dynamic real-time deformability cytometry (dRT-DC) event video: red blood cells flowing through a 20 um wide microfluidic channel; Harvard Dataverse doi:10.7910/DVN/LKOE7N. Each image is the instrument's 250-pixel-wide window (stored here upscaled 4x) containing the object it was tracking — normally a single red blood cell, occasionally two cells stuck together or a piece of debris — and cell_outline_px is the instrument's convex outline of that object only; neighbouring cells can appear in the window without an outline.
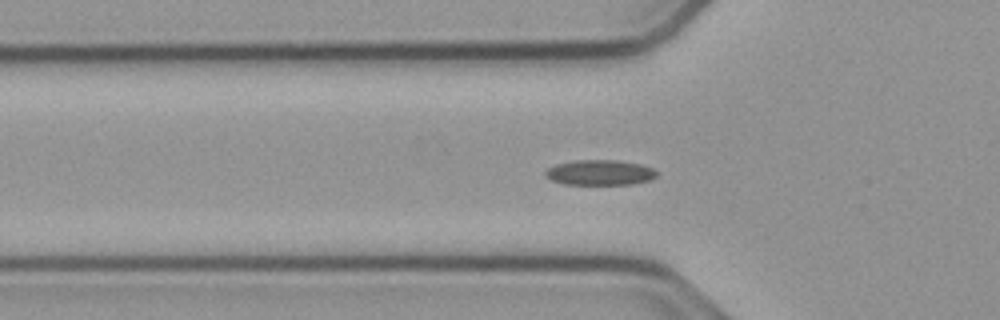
{"species": "common noctule bat (a hibernating species)", "species_latin": "Nyctalus noctula", "temperature_condition": "cold", "stored_images_in_passage": 55, "camera_frame_rate_fps": 3000, "um_per_image_px": 0.085, "animal": {"sex": "male", "body_mass_g": 23.1, "forearm_length_mm": 52.7}, "frame": {"image": 1, "passage_image": 17, "time_ms": 5.333, "image_size_px": [1000, 320], "cell_outline_px": [[656, 176], [652, 180], [632, 184], [564, 184], [552, 180], [544, 176], [544, 172], [548, 168], [556, 164], [576, 160], [616, 160], [640, 164], [652, 168], [656, 172]], "centroid_in_image_um": [50.98, 14.67], "position_along_channel_um": 74.8, "area_um2": 16.36}}
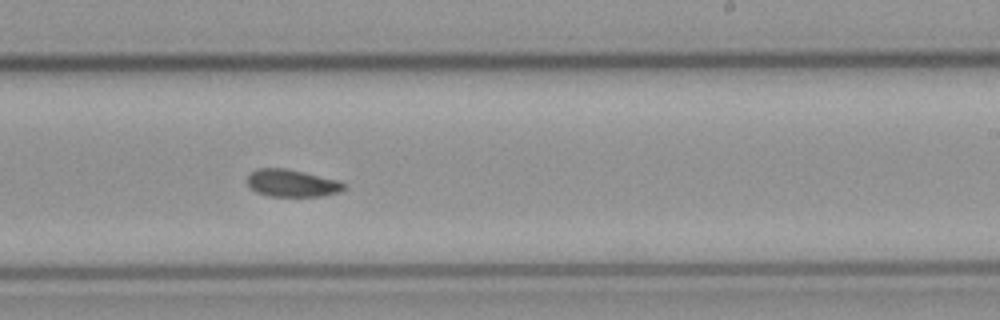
{"frame": {"image": 2, "passage_image": 32, "time_ms": 10.333, "image_size_px": [1000, 320], "cell_outline_px": [[348, 184], [340, 192], [324, 196], [268, 196], [256, 192], [248, 188], [244, 180], [256, 168], [284, 168], [304, 172], [340, 180]], "centroid_in_image_um": [24.8, 15.57], "position_along_channel_um": 264.2, "area_um2": 15.78}}
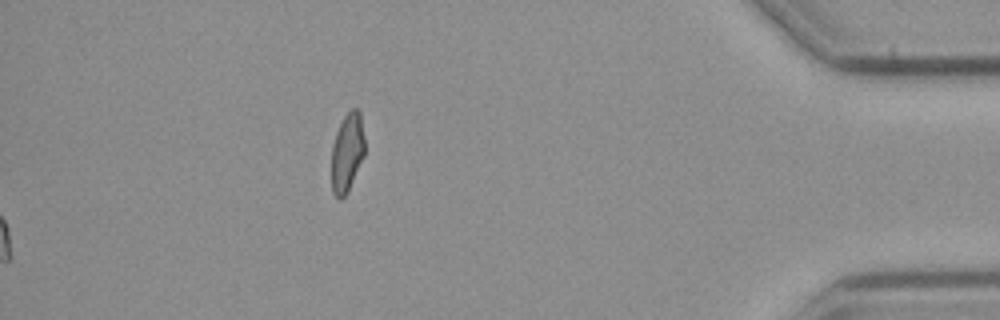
{"frame": {"image": 3, "passage_image": 55, "time_ms": 18.0, "image_size_px": [1000, 320], "cell_outline_px": [[364, 156], [348, 192], [340, 200], [332, 192], [332, 144], [336, 132], [344, 116], [352, 108], [356, 108], [360, 112], [364, 136]], "centroid_in_image_um": [29.51, 12.97], "position_along_channel_um": 405.7, "area_um2": 15.26}, "authors_computed_cell_mechanics": {"area_um2": 15.7216, "velocity_mm_per_s": 3.7676, "shape_relaxation_time_tau1_ms": 10.2404, "shape_relaxation_time_tau2_ms": null, "deformation_change_tau1": 0.158, "deformation_change_tau2": null}}